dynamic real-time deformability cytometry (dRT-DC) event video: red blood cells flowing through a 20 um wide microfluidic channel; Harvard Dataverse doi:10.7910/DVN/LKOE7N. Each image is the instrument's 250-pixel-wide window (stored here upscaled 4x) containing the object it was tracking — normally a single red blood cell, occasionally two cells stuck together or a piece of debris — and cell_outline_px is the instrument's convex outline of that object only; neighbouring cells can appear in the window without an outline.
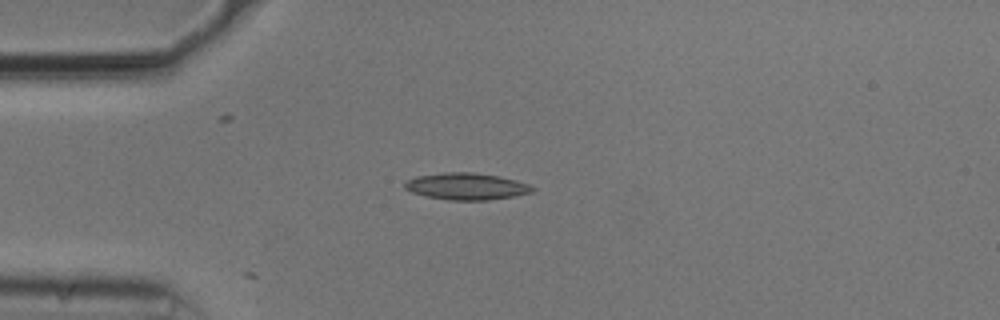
{"species": "common noctule bat (a hibernating species)", "species_latin": "Nyctalus noctula", "temperature_condition": "cold", "stored_images_in_passage": 13, "camera_frame_rate_fps": 3000, "um_per_image_px": 0.085, "animal": {"sex": "male", "body_mass_g": 20.5, "forearm_length_mm": 52.5}, "frame": {"image": 1, "passage_image": 13, "time_ms": 4.0, "image_size_px": [1000, 320], "cell_outline_px": [[536, 188], [532, 192], [516, 196], [488, 200], [448, 200], [424, 196], [412, 192], [404, 188], [404, 184], [408, 180], [416, 176], [444, 172], [472, 172], [500, 176], [516, 180], [528, 184]], "centroid_in_image_um": [39.66, 15.84], "position_along_channel_um": 45.3, "area_um2": 20.06}}